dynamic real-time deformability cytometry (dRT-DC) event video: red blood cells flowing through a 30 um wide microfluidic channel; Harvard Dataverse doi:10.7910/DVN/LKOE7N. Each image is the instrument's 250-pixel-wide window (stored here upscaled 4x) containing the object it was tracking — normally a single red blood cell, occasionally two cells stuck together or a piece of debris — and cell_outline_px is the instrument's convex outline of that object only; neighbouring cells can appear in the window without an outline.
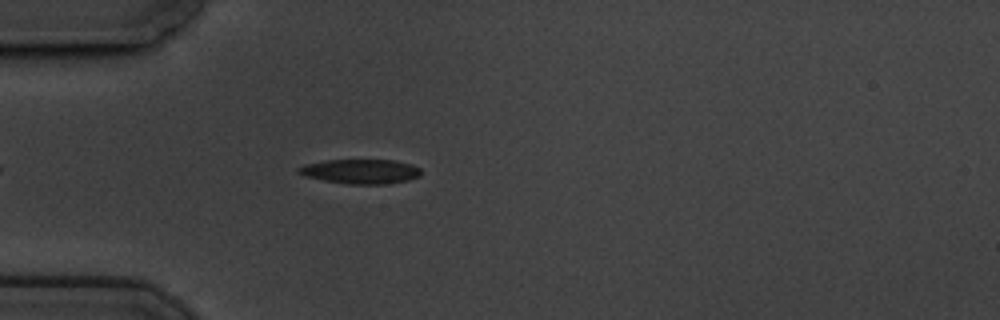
{"species": "common noctule bat (a hibernating species)", "species_latin": "Nyctalus noctula", "temperature_condition": "cold", "stored_images_in_passage": 49, "camera_frame_rate_fps": 3000, "um_per_image_px": 0.085, "animal": {"sex": "male", "body_mass_g": 19.5, "forearm_length_mm": 54.6}, "frame": {"image": 1, "passage_image": 7, "time_ms": 2.0, "image_size_px": [1000, 320], "cell_outline_px": [[420, 176], [408, 180], [384, 184], [348, 184], [324, 180], [304, 176], [296, 172], [296, 168], [304, 164], [328, 160], [396, 160], [412, 164], [420, 168]], "centroid_in_image_um": [30.64, 14.56], "position_along_channel_um": 54.4, "area_um2": 17.57}}
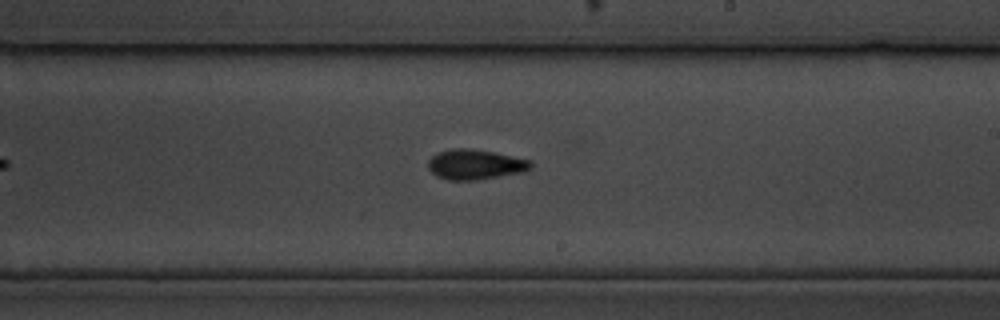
{"frame": {"image": 2, "passage_image": 25, "time_ms": 8.0, "image_size_px": [1000, 320], "cell_outline_px": [[532, 168], [524, 172], [476, 180], [448, 180], [436, 176], [428, 168], [428, 160], [432, 156], [440, 152], [452, 148], [468, 148], [496, 152], [532, 160]], "centroid_in_image_um": [40.42, 13.98], "position_along_channel_um": 248.6, "area_um2": 18.15}}
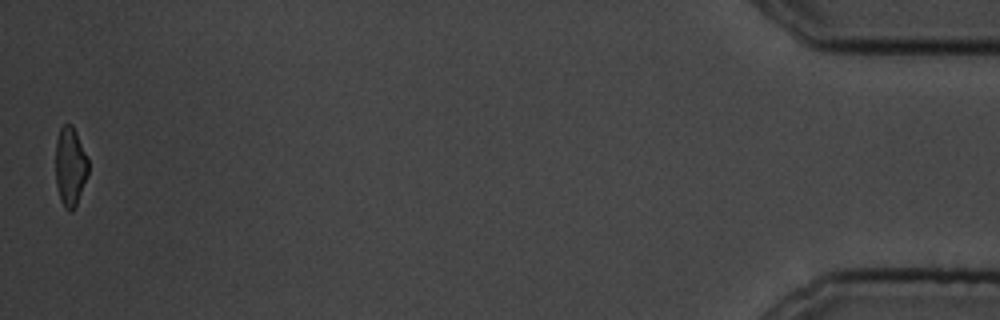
{"frame": {"image": 3, "passage_image": 49, "time_ms": 16.0, "image_size_px": [1000, 320], "cell_outline_px": [[88, 176], [76, 204], [72, 212], [68, 212], [64, 208], [60, 200], [56, 184], [56, 140], [60, 128], [64, 124], [72, 124], [76, 132], [88, 160]], "centroid_in_image_um": [5.96, 14.18], "position_along_channel_um": 429.2, "area_um2": 15.09}, "authors_computed_cell_mechanics": {"area_um2": 17.2244, "velocity_mm_per_s": 3.3736, "shape_relaxation_time_tau1_ms": 3.8053, "shape_relaxation_time_tau2_ms": 3.4934, "deformation_change_tau1": 0.127, "deformation_change_tau2": 0.1007}}